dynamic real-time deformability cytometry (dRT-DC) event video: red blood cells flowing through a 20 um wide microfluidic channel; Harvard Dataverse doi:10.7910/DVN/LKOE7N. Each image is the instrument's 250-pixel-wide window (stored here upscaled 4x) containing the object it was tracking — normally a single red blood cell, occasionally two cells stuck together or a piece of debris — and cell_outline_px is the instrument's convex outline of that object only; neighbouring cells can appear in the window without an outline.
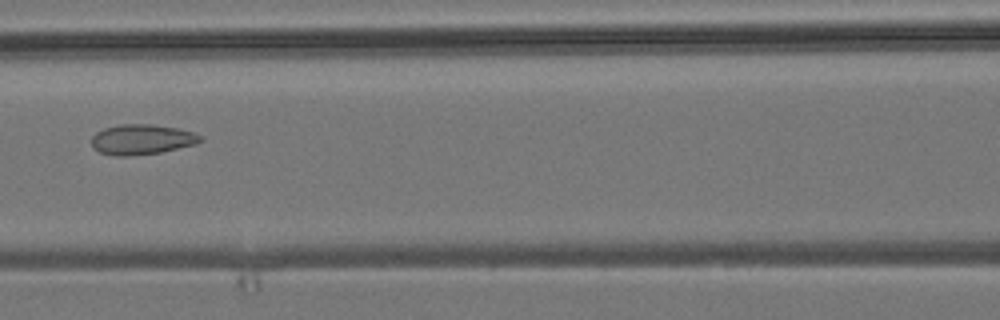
{"species": "common noctule bat (a hibernating species)", "species_latin": "Nyctalus noctula", "temperature_condition": "room temperature", "stored_images_in_passage": 9, "camera_frame_rate_fps": 3000, "um_per_image_px": 0.085, "animal": {"sex": "male", "body_mass_g": 19.2, "forearm_length_mm": 51.8}, "frame": {"image": 1, "passage_image": 7, "time_ms": 7.0, "image_size_px": [1000, 320], "cell_outline_px": [[204, 140], [196, 144], [160, 152], [128, 156], [112, 156], [100, 152], [92, 144], [92, 136], [96, 132], [104, 128], [120, 124], [152, 124], [176, 128], [192, 132], [200, 136]], "centroid_in_image_um": [12.04, 11.85], "position_along_channel_um": 154.6, "area_um2": 19.02}}
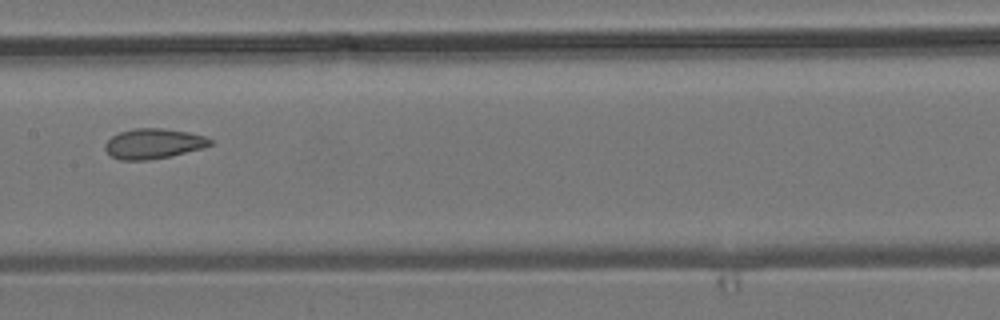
{"frame": {"image": 2, "passage_image": 8, "time_ms": 8.0, "image_size_px": [1000, 320], "cell_outline_px": [[212, 144], [204, 148], [172, 156], [148, 160], [120, 160], [112, 156], [104, 148], [104, 144], [112, 136], [120, 132], [136, 128], [160, 128], [188, 132], [204, 136], [212, 140]], "centroid_in_image_um": [13.05, 12.22], "position_along_channel_um": 194.3, "area_um2": 18.44}}
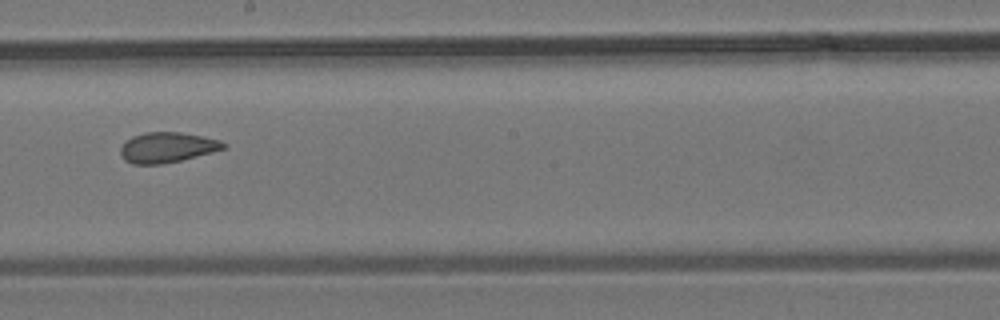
{"frame": {"image": 3, "passage_image": 9, "time_ms": 9.0, "image_size_px": [1000, 320], "cell_outline_px": [[228, 148], [180, 160], [160, 164], [132, 164], [124, 160], [120, 156], [120, 148], [132, 136], [144, 132], [180, 132], [220, 140], [228, 144]], "centroid_in_image_um": [14.21, 12.53], "position_along_channel_um": 234.0, "area_um2": 18.15}}